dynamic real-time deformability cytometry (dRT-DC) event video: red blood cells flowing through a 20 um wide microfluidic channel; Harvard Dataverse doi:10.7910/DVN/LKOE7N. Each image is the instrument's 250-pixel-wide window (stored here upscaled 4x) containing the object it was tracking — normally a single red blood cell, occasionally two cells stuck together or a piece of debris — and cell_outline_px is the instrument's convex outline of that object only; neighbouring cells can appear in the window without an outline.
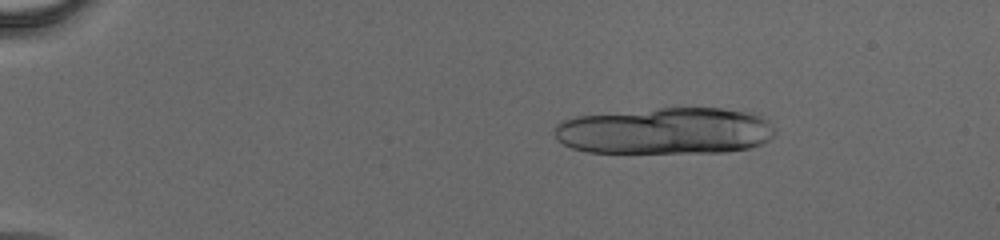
{"species": "human", "species_latin": "Homo sapiens", "temperature_condition": "cold", "stored_images_in_passage": 22, "camera_frame_rate_fps": 3000, "um_per_image_px": 0.085, "donor": {"sex": "male"}, "frame": {"image": 1, "passage_image": 10, "time_ms": 3.0, "image_size_px": [1000, 240], "cell_outline_px": [[776, 132], [768, 140], [760, 144], [748, 148], [724, 152], [588, 152], [572, 148], [556, 140], [556, 124], [564, 120], [580, 116], [660, 108], [720, 108], [744, 112], [768, 120]], "centroid_in_image_um": [56.55, 11.14], "position_along_channel_um": 28.4, "area_um2": 59.36}}